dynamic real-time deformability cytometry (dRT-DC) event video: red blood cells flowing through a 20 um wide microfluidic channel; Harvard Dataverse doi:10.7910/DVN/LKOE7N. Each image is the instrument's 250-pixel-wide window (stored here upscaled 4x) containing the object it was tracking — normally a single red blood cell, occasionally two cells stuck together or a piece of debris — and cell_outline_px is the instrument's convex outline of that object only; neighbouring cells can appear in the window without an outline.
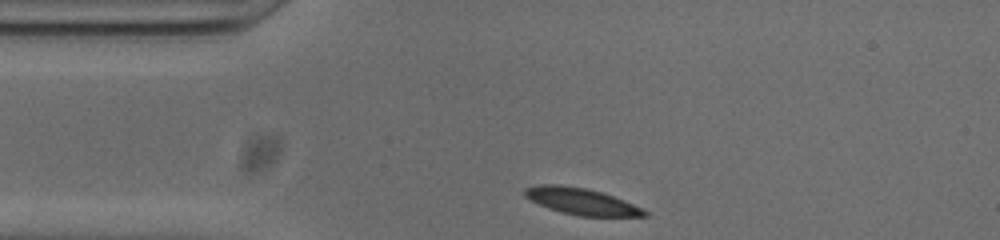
{"species": "common noctule bat (a hibernating species)", "species_latin": "Nyctalus noctula", "temperature_condition": "cold", "stored_images_in_passage": 32, "camera_frame_rate_fps": 3000, "um_per_image_px": 0.085, "animal": {"sex": "male", "body_mass_g": 20.0, "forearm_length_mm": 53.3}, "frame": {"image": 1, "passage_image": 1, "time_ms": 0.0, "image_size_px": [1000, 240], "cell_outline_px": [[648, 216], [580, 216], [560, 212], [548, 208], [524, 196], [524, 188], [540, 184], [560, 184], [584, 188], [600, 192], [624, 200], [644, 208], [648, 212]], "centroid_in_image_um": [49.43, 17.12], "position_along_channel_um": 35.6, "area_um2": 18.44}}
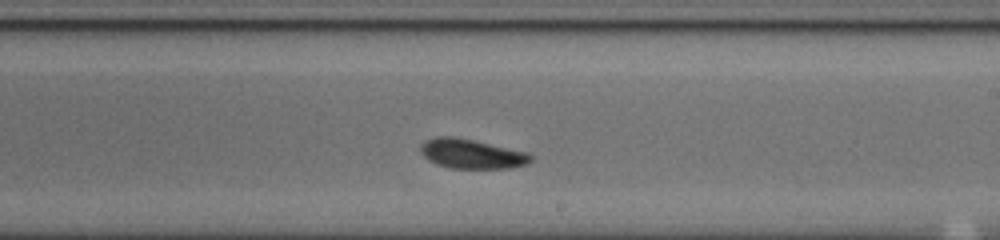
{"frame": {"image": 2, "passage_image": 20, "time_ms": 6.333, "image_size_px": [1000, 240], "cell_outline_px": [[532, 160], [524, 164], [508, 168], [448, 168], [436, 164], [428, 160], [420, 152], [420, 144], [424, 140], [436, 136], [452, 136], [472, 140], [528, 152], [532, 156]], "centroid_in_image_um": [40.02, 13.07], "position_along_channel_um": 249.0, "area_um2": 18.9}}
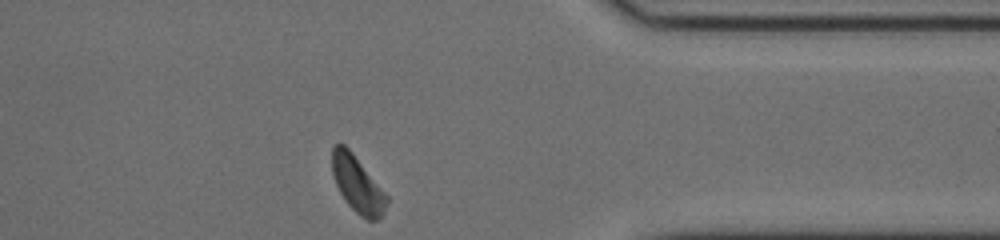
{"frame": {"image": 3, "passage_image": 32, "time_ms": 10.333, "image_size_px": [1000, 240], "cell_outline_px": [[388, 200], [384, 216], [376, 220], [368, 220], [360, 216], [344, 200], [336, 184], [332, 172], [332, 148], [336, 144], [344, 144], [352, 152], [388, 196]], "centroid_in_image_um": [30.4, 15.7], "position_along_channel_um": 381.0, "area_um2": 17.86}, "authors_computed_cell_mechanics": {"area_um2": 18.9006, "velocity_mm_per_s": 3.7711, "shape_relaxation_time_tau1_ms": 4.055, "shape_relaxation_time_tau2_ms": 3.3406, "deformation_change_tau1": 0.0984, "deformation_change_tau2": 0.0754}}